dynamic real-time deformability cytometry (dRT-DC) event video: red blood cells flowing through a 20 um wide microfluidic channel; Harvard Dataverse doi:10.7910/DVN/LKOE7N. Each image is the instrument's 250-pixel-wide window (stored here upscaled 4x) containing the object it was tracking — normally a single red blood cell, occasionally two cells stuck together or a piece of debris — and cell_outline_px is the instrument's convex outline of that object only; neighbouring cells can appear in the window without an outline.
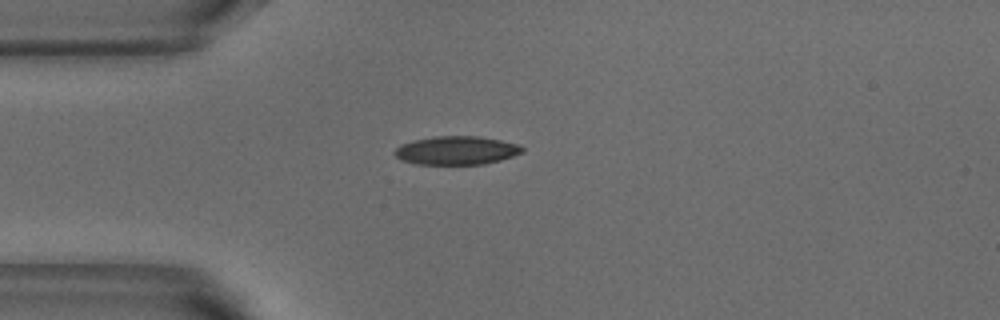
{"species": "common noctule bat (a hibernating species)", "species_latin": "Nyctalus noctula", "temperature_condition": "warm", "stored_images_in_passage": 40, "camera_frame_rate_fps": 3000, "um_per_image_px": 0.085, "animal": {"sex": "male", "body_mass_g": 18.8}, "frame": {"image": 1, "passage_image": 1, "time_ms": 0.0, "image_size_px": [1000, 320], "cell_outline_px": [[524, 152], [500, 160], [484, 164], [416, 164], [400, 160], [392, 152], [400, 144], [412, 140], [436, 136], [480, 136], [520, 144], [524, 148]], "centroid_in_image_um": [38.79, 12.78], "position_along_channel_um": 46.2, "area_um2": 21.39}}
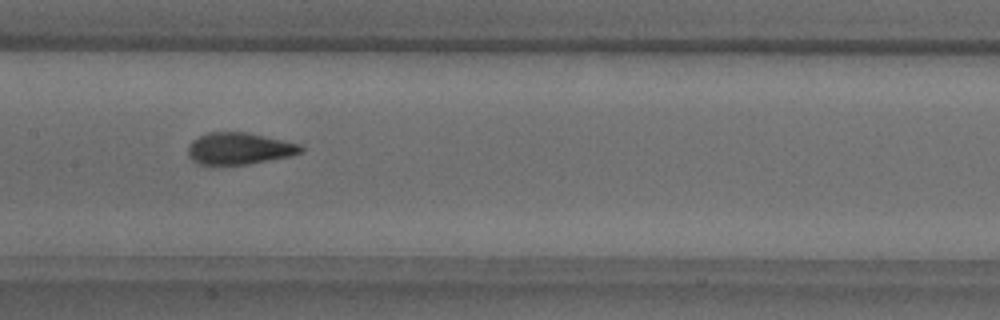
{"frame": {"image": 2, "passage_image": 13, "time_ms": 4.0, "image_size_px": [1000, 320], "cell_outline_px": [[304, 152], [288, 156], [248, 164], [200, 164], [192, 160], [188, 156], [188, 148], [192, 140], [208, 132], [248, 132], [300, 144], [304, 148]], "centroid_in_image_um": [20.34, 12.61], "position_along_channel_um": 187.1, "area_um2": 20.75}}
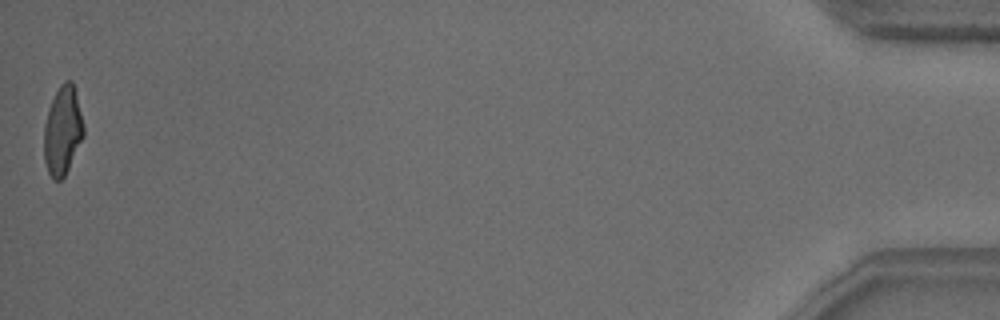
{"frame": {"image": 3, "passage_image": 40, "time_ms": 13.0, "image_size_px": [1000, 320], "cell_outline_px": [[84, 136], [64, 176], [60, 180], [52, 180], [48, 172], [44, 160], [44, 124], [48, 108], [60, 84], [64, 80], [72, 80], [76, 92], [84, 124]], "centroid_in_image_um": [5.32, 11.08], "position_along_channel_um": 429.9, "area_um2": 20.58}, "authors_computed_cell_mechanics": {"area_um2": 21.097, "velocity_mm_per_s": 3.8029, "shape_relaxation_time_tau1_ms": 4.6031, "shape_relaxation_time_tau2_ms": 1.1049, "deformation_change_tau1": 0.175, "deformation_change_tau2": 0.0768}}